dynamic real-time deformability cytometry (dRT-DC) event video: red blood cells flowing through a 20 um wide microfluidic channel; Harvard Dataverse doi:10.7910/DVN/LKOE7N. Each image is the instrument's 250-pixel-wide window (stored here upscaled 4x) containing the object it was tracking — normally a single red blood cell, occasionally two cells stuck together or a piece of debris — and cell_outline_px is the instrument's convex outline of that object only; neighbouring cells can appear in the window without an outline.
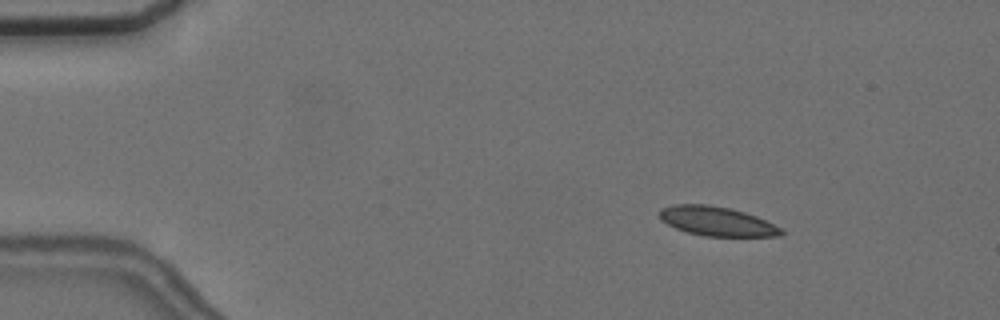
{"species": "common noctule bat (a hibernating species)", "species_latin": "Nyctalus noctula", "temperature_condition": "cold", "stored_images_in_passage": 5, "camera_frame_rate_fps": 3000, "um_per_image_px": 0.085, "animal": {"sex": "female", "body_mass_g": 24.6, "forearm_length_mm": 56.2}, "frame": {"image": 1, "passage_image": 3, "time_ms": 2.667, "image_size_px": [1000, 320], "cell_outline_px": [[784, 232], [780, 236], [704, 236], [688, 232], [676, 228], [660, 220], [660, 208], [676, 204], [708, 204], [728, 208], [744, 212], [756, 216], [784, 228]], "centroid_in_image_um": [60.95, 18.81], "position_along_channel_um": 24.0, "area_um2": 20.75}}
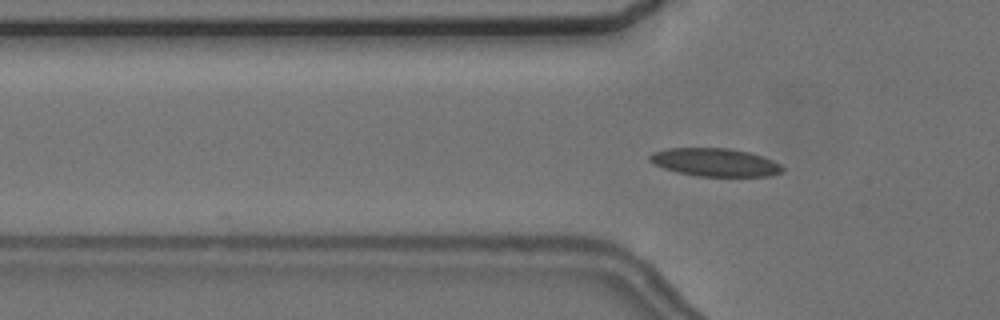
{"frame": {"image": 2, "passage_image": 5, "time_ms": 6.0, "image_size_px": [1000, 320], "cell_outline_px": [[784, 168], [780, 172], [768, 176], [696, 176], [676, 172], [664, 168], [648, 160], [648, 156], [652, 152], [668, 148], [728, 148], [748, 152], [772, 160], [780, 164]], "centroid_in_image_um": [60.73, 13.79], "position_along_channel_um": 65.1, "area_um2": 21.56}}